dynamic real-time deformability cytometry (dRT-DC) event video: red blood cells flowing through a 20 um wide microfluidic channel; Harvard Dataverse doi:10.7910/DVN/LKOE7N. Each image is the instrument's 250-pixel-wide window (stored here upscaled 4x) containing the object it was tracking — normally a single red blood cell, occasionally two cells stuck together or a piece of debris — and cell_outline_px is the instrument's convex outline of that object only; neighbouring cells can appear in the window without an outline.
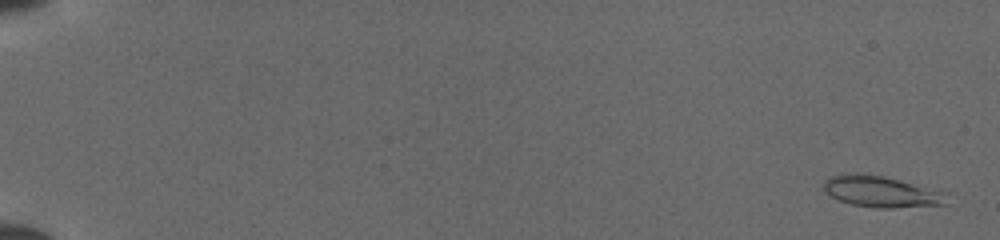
{"species": "common noctule bat (a hibernating species)", "species_latin": "Nyctalus noctula", "temperature_condition": "cold", "stored_images_in_passage": 51, "camera_frame_rate_fps": 3000, "um_per_image_px": 0.085, "animal": {"sex": "female", "body_mass_g": 19.5, "forearm_length_mm": 54.1}, "frame": {"image": 1, "passage_image": 2, "time_ms": 0.333, "image_size_px": [1000, 240], "cell_outline_px": [[948, 204], [892, 208], [876, 208], [852, 204], [840, 200], [832, 196], [824, 188], [824, 180], [832, 176], [856, 172], [880, 176], [896, 180], [936, 192]], "centroid_in_image_um": [74.73, 16.3], "position_along_channel_um": 10.3, "area_um2": 21.04}}
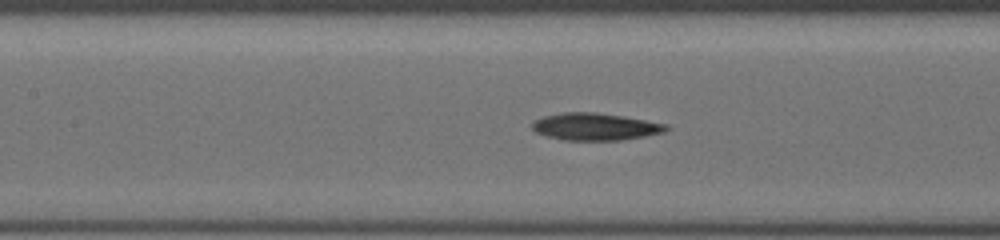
{"frame": {"image": 2, "passage_image": 26, "time_ms": 8.333, "image_size_px": [1000, 240], "cell_outline_px": [[672, 128], [664, 132], [644, 136], [620, 140], [564, 140], [548, 136], [536, 132], [532, 128], [532, 124], [536, 120], [544, 116], [560, 112], [596, 112], [624, 116], [668, 124]], "centroid_in_image_um": [50.63, 10.76], "position_along_channel_um": 156.8, "area_um2": 21.27}}
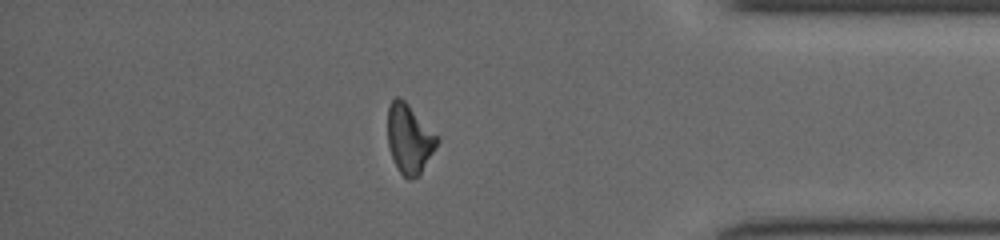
{"frame": {"image": 3, "passage_image": 45, "time_ms": 14.667, "image_size_px": [1000, 240], "cell_outline_px": [[440, 140], [420, 172], [412, 180], [408, 180], [400, 172], [388, 148], [388, 108], [392, 100], [396, 96], [400, 96], [440, 136]], "centroid_in_image_um": [34.8, 11.76], "position_along_channel_um": 400.4, "area_um2": 19.83}}